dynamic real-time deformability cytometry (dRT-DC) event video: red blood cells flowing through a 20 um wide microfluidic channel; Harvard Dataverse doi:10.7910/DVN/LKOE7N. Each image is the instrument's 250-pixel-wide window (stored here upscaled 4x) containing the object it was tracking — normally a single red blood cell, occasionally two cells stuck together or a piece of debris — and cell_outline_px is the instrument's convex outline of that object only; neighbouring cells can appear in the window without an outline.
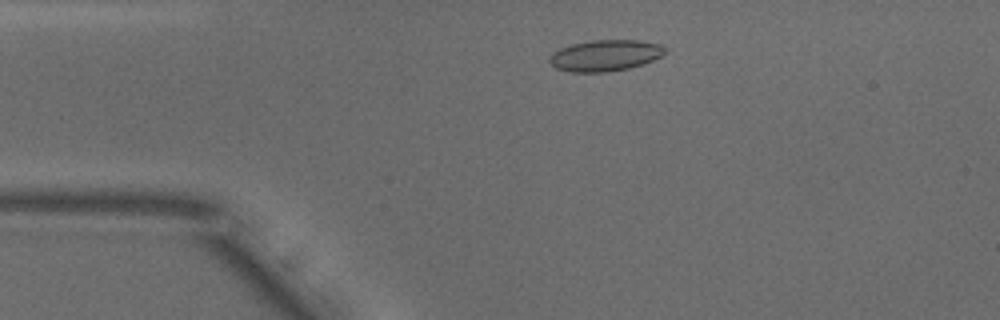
{"species": "common noctule bat (a hibernating species)", "species_latin": "Nyctalus noctula", "temperature_condition": "warm", "stored_images_in_passage": 39, "camera_frame_rate_fps": 3000, "um_per_image_px": 0.085, "animal": {"sex": "male", "body_mass_g": 18.8}, "frame": {"image": 1, "passage_image": 9, "time_ms": 2.667, "image_size_px": [1000, 320], "cell_outline_px": [[664, 52], [660, 56], [644, 64], [628, 68], [604, 72], [572, 72], [556, 68], [548, 60], [548, 56], [552, 52], [560, 48], [572, 44], [588, 40], [640, 40], [660, 44], [664, 48]], "centroid_in_image_um": [51.39, 4.71], "position_along_channel_um": 33.6, "area_um2": 20.98}}
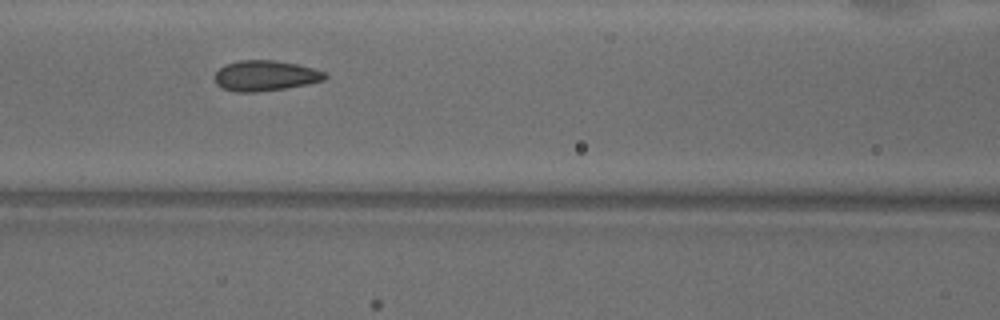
{"frame": {"image": 2, "passage_image": 20, "time_ms": 6.333, "image_size_px": [1000, 320], "cell_outline_px": [[328, 76], [324, 80], [308, 84], [284, 88], [256, 92], [236, 92], [224, 88], [216, 84], [216, 72], [224, 64], [240, 60], [276, 60], [296, 64], [312, 68], [324, 72]], "centroid_in_image_um": [22.55, 6.43], "position_along_channel_um": 144.1, "area_um2": 19.42}}
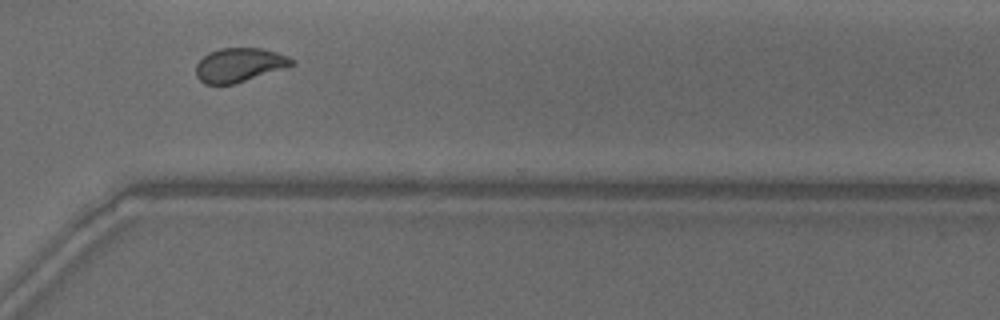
{"frame": {"image": 3, "passage_image": 36, "time_ms": 11.667, "image_size_px": [1000, 320], "cell_outline_px": [[296, 64], [232, 84], [204, 84], [196, 76], [196, 64], [208, 52], [220, 48], [260, 48], [276, 52], [288, 56], [296, 60]], "centroid_in_image_um": [20.33, 5.5], "position_along_channel_um": 350.3, "area_um2": 18.79}, "authors_computed_cell_mechanics": {"area_um2": 19.652, "velocity_mm_per_s": 3.8761, "shape_relaxation_time_tau1_ms": 4.2542, "shape_relaxation_time_tau2_ms": 0.9431, "deformation_change_tau1": 0.1189, "deformation_change_tau2": 0.0422}}